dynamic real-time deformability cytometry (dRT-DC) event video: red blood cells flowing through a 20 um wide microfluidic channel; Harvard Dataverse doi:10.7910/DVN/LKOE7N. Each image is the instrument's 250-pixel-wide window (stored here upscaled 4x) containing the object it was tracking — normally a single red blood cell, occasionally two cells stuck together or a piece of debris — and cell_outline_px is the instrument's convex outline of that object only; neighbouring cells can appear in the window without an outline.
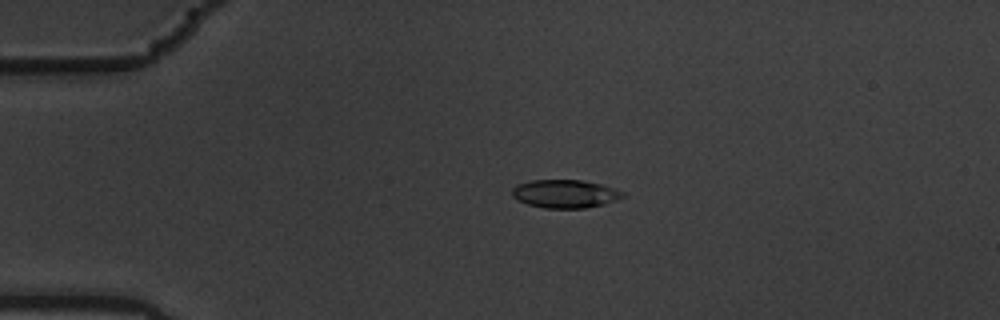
{"species": "common noctule bat (a hibernating species)", "species_latin": "Nyctalus noctula", "temperature_condition": "warm", "stored_images_in_passage": 49, "camera_frame_rate_fps": 3000, "um_per_image_px": 0.085, "animal": {"sex": "male", "body_mass_g": 19.5, "forearm_length_mm": 54.6}, "frame": {"image": 1, "passage_image": 5, "time_ms": 1.333, "image_size_px": [1000, 320], "cell_outline_px": [[624, 196], [616, 200], [604, 204], [584, 208], [544, 208], [528, 204], [516, 200], [512, 196], [512, 188], [516, 184], [532, 180], [580, 180], [600, 184], [616, 188], [624, 192]], "centroid_in_image_um": [48.01, 16.47], "position_along_channel_um": 37.0, "area_um2": 18.26}}
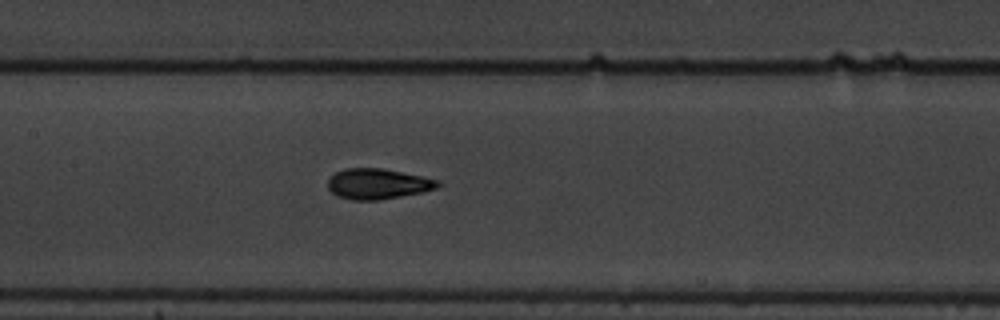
{"frame": {"image": 2, "passage_image": 20, "time_ms": 6.333, "image_size_px": [1000, 320], "cell_outline_px": [[440, 184], [436, 188], [420, 192], [380, 200], [352, 200], [336, 196], [328, 188], [328, 180], [336, 172], [344, 168], [384, 168], [440, 180]], "centroid_in_image_um": [32.09, 15.62], "position_along_channel_um": 175.3, "area_um2": 19.48}}
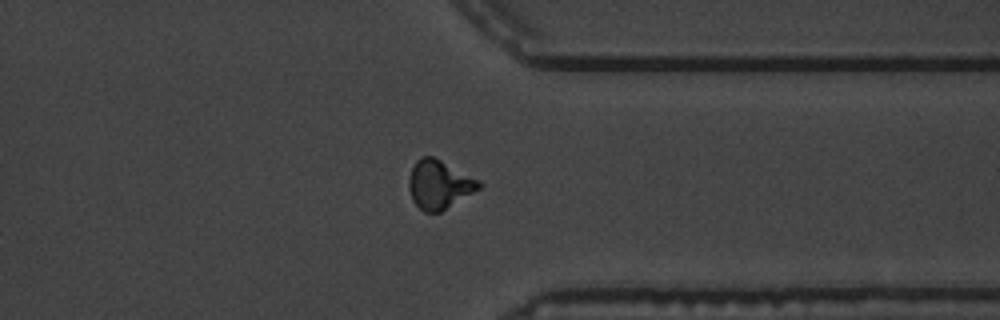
{"frame": {"image": 3, "passage_image": 37, "time_ms": 12.0, "image_size_px": [1000, 320], "cell_outline_px": [[484, 184], [480, 188], [440, 212], [424, 212], [412, 200], [408, 188], [408, 180], [412, 168], [416, 160], [420, 156], [432, 156], [480, 180]], "centroid_in_image_um": [37.32, 15.68], "position_along_channel_um": 374.1, "area_um2": 19.77}, "authors_computed_cell_mechanics": {"area_um2": 19.0162, "velocity_mm_per_s": 3.551, "shape_relaxation_time_tau1_ms": 5.4478, "shape_relaxation_time_tau2_ms": 1.2511, "deformation_change_tau1": 0.1789, "deformation_change_tau2": 0.0715}}